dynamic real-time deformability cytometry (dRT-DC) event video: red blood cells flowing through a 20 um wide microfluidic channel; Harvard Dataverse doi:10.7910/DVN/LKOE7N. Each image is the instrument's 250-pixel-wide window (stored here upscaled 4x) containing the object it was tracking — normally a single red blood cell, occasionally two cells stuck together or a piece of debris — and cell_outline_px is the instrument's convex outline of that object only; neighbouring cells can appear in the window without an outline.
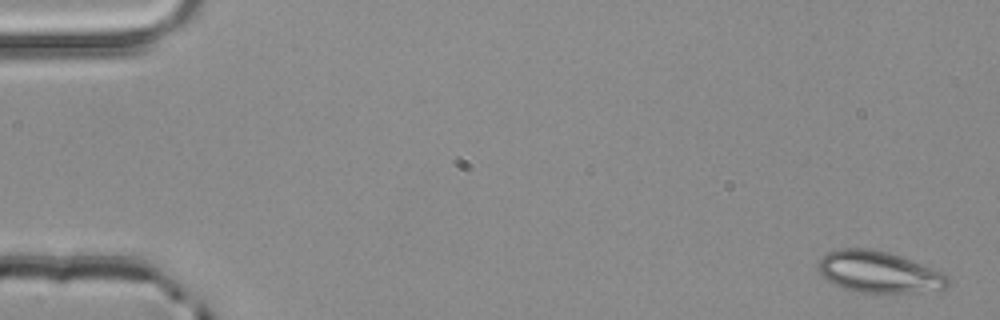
{"species": "common noctule bat (a hibernating species)", "species_latin": "Nyctalus noctula", "temperature_condition": "room temperature", "stored_images_in_passage": 4, "camera_frame_rate_fps": 3000, "um_per_image_px": 0.085, "animal": {"sex": "male", "body_mass_g": 20.4}, "frame": {"image": 1, "passage_image": 1, "time_ms": 0.0, "image_size_px": [1000, 320], "cell_outline_px": [[948, 284], [944, 288], [912, 292], [860, 292], [844, 288], [828, 280], [816, 268], [816, 264], [828, 252], [840, 248], [868, 248], [888, 252], [900, 256], [944, 272], [948, 276]], "centroid_in_image_um": [74.68, 23.1], "position_along_channel_um": 10.3, "area_um2": 30.92}}